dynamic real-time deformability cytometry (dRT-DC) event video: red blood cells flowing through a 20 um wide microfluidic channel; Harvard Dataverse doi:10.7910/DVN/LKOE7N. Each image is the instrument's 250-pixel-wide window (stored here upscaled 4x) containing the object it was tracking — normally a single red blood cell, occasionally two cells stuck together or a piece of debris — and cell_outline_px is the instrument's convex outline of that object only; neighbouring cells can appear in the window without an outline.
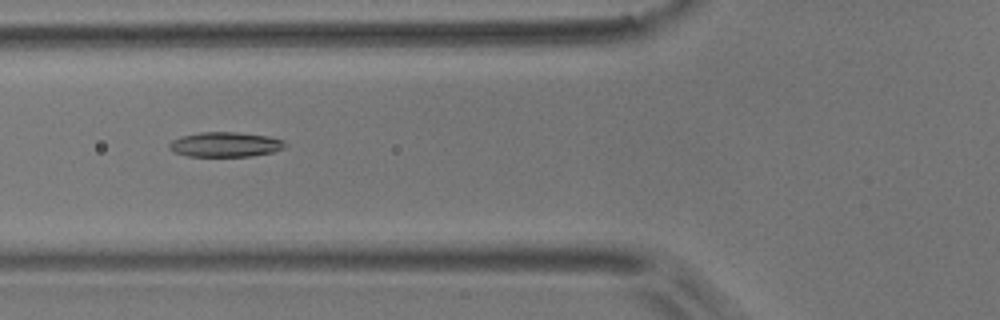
{"species": "common noctule bat (a hibernating species)", "species_latin": "Nyctalus noctula", "temperature_condition": "room temperature", "stored_images_in_passage": 41, "camera_frame_rate_fps": 3000, "um_per_image_px": 0.085, "animal": {"sex": "male", "body_mass_g": 17.9}, "frame": {"image": 1, "passage_image": 7, "time_ms": 2.0, "image_size_px": [1000, 320], "cell_outline_px": [[288, 144], [284, 148], [272, 152], [252, 156], [188, 156], [172, 152], [168, 148], [168, 144], [172, 140], [180, 136], [200, 132], [236, 132], [268, 136], [284, 140]], "centroid_in_image_um": [19.13, 12.28], "position_along_channel_um": 106.7, "area_um2": 16.94}}
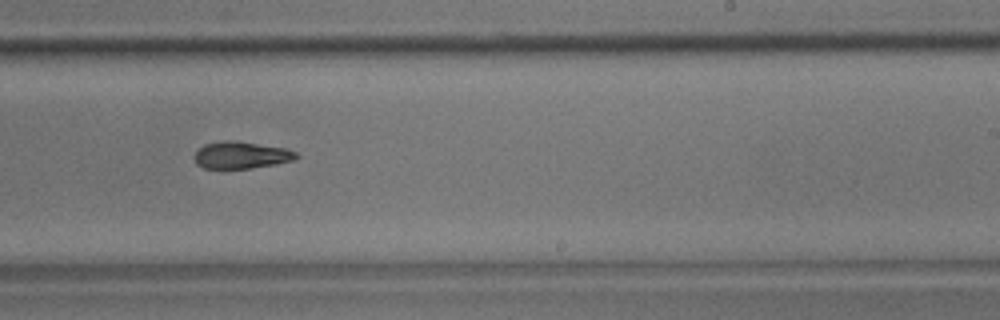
{"frame": {"image": 2, "passage_image": 20, "time_ms": 6.333, "image_size_px": [1000, 320], "cell_outline_px": [[300, 156], [292, 160], [276, 164], [252, 168], [204, 168], [196, 164], [196, 152], [204, 144], [224, 140], [236, 140], [288, 148], [296, 152]], "centroid_in_image_um": [20.54, 13.17], "position_along_channel_um": 268.5, "area_um2": 16.07}}
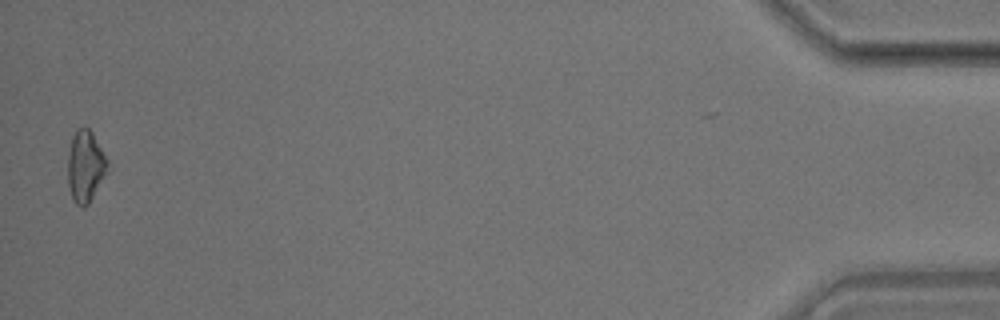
{"frame": {"image": 3, "passage_image": 40, "time_ms": 13.0, "image_size_px": [1000, 320], "cell_outline_px": [[112, 168], [88, 204], [84, 208], [80, 208], [72, 200], [68, 184], [68, 152], [72, 136], [76, 128], [88, 128], [92, 132]], "centroid_in_image_um": [7.29, 14.17], "position_along_channel_um": 427.9, "area_um2": 17.05}, "authors_computed_cell_mechanics": {"area_um2": 16.5308, "velocity_mm_per_s": 3.7311, "shape_relaxation_time_tau1_ms": 5.3449, "shape_relaxation_time_tau2_ms": 6.6291, "deformation_change_tau1": 0.1153, "deformation_change_tau2": 0.1637}}